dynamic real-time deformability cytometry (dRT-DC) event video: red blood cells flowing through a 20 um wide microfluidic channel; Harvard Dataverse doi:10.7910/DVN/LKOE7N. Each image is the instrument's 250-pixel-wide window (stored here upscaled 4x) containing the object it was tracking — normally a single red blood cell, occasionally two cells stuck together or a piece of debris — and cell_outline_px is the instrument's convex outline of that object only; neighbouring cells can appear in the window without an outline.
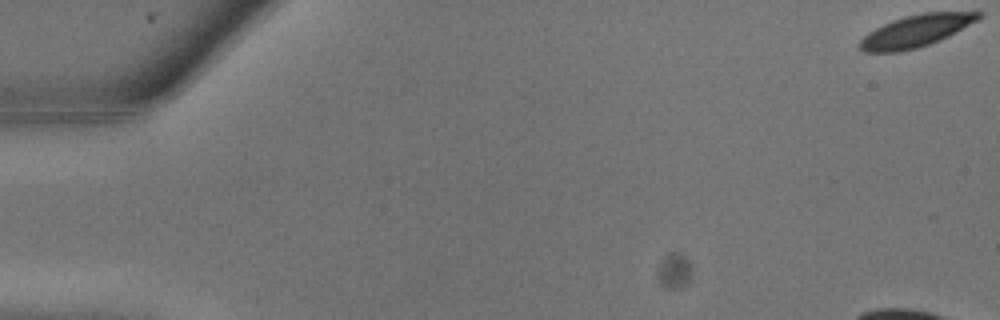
{"species": "common noctule bat (a hibernating species)", "species_latin": "Nyctalus noctula", "temperature_condition": "warm", "stored_images_in_passage": 3, "camera_frame_rate_fps": 3000, "um_per_image_px": 0.085, "animal": {"sex": "male", "body_mass_g": 13.3}, "frame": {"image": 1, "passage_image": 1, "time_ms": 0.0, "image_size_px": [1000, 320], "cell_outline_px": [[984, 16], [948, 36], [928, 44], [916, 48], [900, 52], [864, 52], [860, 48], [860, 40], [868, 32], [892, 20], [904, 16], [924, 12], [984, 12]], "centroid_in_image_um": [77.85, 2.62], "position_along_channel_um": 7.2, "area_um2": 21.91}}